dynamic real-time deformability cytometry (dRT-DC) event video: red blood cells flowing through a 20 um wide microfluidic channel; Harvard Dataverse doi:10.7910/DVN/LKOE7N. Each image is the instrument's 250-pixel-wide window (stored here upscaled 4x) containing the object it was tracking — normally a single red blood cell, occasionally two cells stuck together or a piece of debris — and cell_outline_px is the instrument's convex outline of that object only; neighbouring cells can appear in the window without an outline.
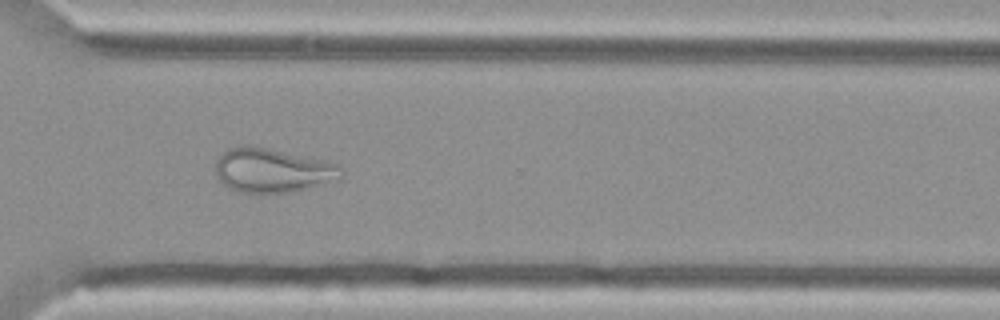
{"species": "Egyptian fruit bat (a non-hibernating species)", "species_latin": "Rousettus aegyptiacus", "temperature_condition": "cold", "stored_images_in_passage": 53, "camera_frame_rate_fps": 3000, "um_per_image_px": 0.085, "animal": {"sex": "female"}, "frame": {"image": 1, "passage_image": 41, "time_ms": 13.333, "image_size_px": [1000, 320], "cell_outline_px": [[344, 176], [340, 180], [288, 192], [240, 192], [228, 188], [216, 176], [216, 164], [220, 152], [228, 148], [244, 144], [252, 144], [328, 160], [336, 164], [344, 172]], "centroid_in_image_um": [23.17, 14.44], "position_along_channel_um": 347.4, "area_um2": 32.89}}
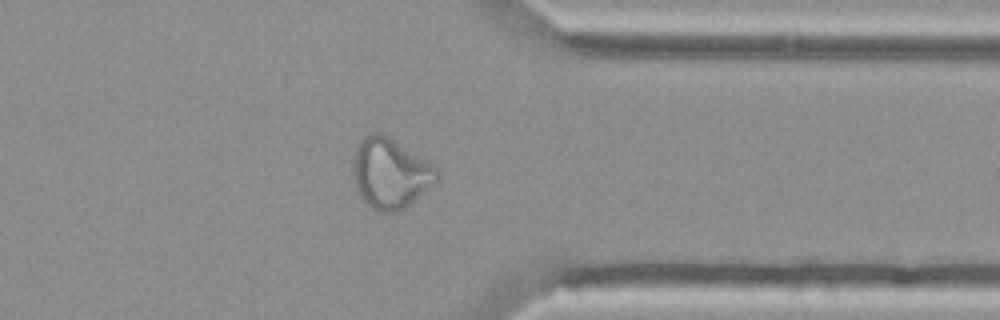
{"frame": {"image": 2, "passage_image": 44, "time_ms": 14.333, "image_size_px": [1000, 320], "cell_outline_px": [[440, 180], [404, 208], [396, 212], [376, 212], [364, 204], [356, 192], [352, 176], [352, 156], [356, 144], [364, 136], [372, 132], [380, 132], [388, 136], [428, 160], [440, 172]], "centroid_in_image_um": [33.13, 14.74], "position_along_channel_um": 378.3, "area_um2": 35.32}}